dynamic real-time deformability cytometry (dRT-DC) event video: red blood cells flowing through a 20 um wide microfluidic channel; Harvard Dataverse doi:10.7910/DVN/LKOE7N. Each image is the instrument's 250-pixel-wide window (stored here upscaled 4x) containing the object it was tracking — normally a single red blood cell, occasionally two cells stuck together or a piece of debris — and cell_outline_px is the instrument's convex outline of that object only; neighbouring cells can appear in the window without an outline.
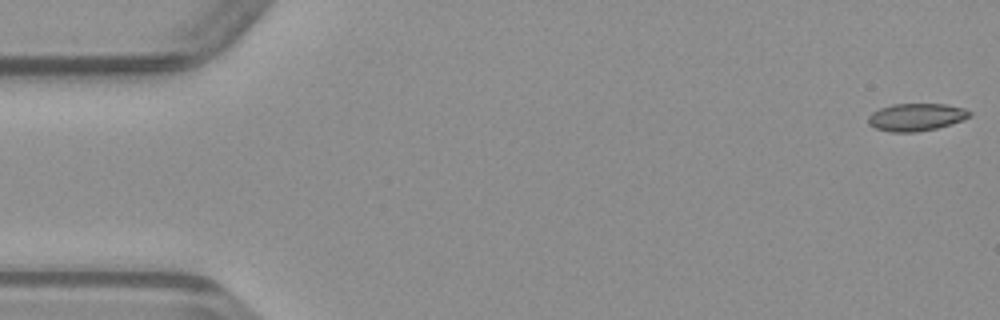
{"species": "common noctule bat (a hibernating species)", "species_latin": "Nyctalus noctula", "temperature_condition": "warm", "stored_images_in_passage": 49, "camera_frame_rate_fps": 3000, "um_per_image_px": 0.085, "animal": {"sex": "male", "body_mass_g": 23.1, "forearm_length_mm": 52.7}, "frame": {"image": 1, "passage_image": 1, "time_ms": 0.0, "image_size_px": [1000, 320], "cell_outline_px": [[972, 116], [964, 120], [952, 124], [936, 128], [916, 132], [888, 132], [876, 128], [868, 124], [868, 116], [872, 112], [880, 108], [892, 104], [944, 104], [964, 108], [972, 112]], "centroid_in_image_um": [77.89, 9.95], "position_along_channel_um": 7.1, "area_um2": 16.42}}
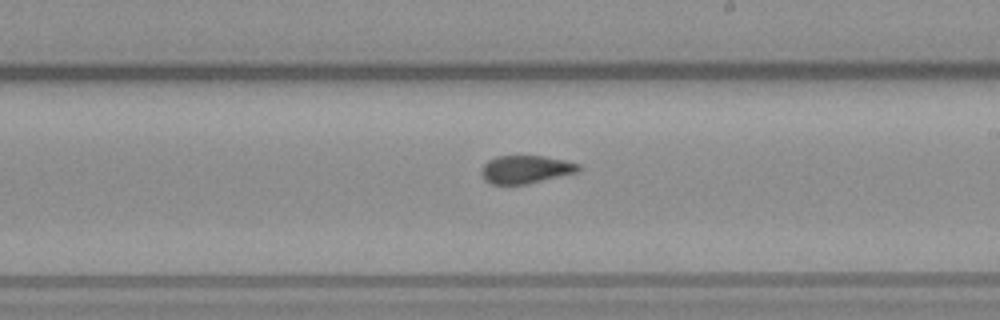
{"frame": {"image": 2, "passage_image": 28, "time_ms": 9.0, "image_size_px": [1000, 320], "cell_outline_px": [[584, 168], [576, 172], [524, 184], [492, 184], [484, 180], [480, 172], [484, 164], [488, 160], [496, 156], [544, 156], [564, 160], [580, 164]], "centroid_in_image_um": [44.67, 14.39], "position_along_channel_um": 244.3, "area_um2": 15.72}}
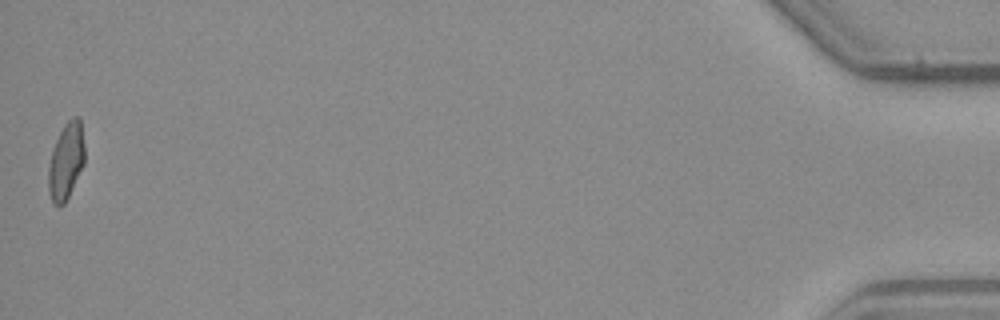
{"frame": {"image": 3, "passage_image": 49, "time_ms": 16.0, "image_size_px": [1000, 320], "cell_outline_px": [[84, 164], [64, 204], [60, 208], [52, 204], [48, 192], [48, 168], [52, 152], [56, 140], [64, 124], [72, 116], [80, 116], [84, 144]], "centroid_in_image_um": [5.61, 13.71], "position_along_channel_um": 429.6, "area_um2": 16.3}}